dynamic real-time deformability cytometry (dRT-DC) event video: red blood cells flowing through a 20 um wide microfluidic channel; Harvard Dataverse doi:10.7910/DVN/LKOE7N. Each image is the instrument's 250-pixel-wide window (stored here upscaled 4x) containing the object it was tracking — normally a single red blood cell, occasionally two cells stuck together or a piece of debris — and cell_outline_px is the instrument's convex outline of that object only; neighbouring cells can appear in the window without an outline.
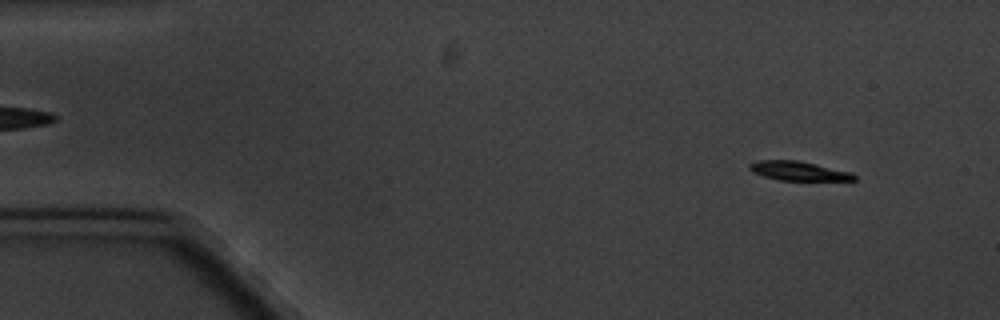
{"species": "common noctule bat (a hibernating species)", "species_latin": "Nyctalus noctula", "temperature_condition": "cold", "stored_images_in_passage": 4, "camera_frame_rate_fps": 3000, "um_per_image_px": 0.085, "animal": {"sex": "male", "body_mass_g": 20.1, "forearm_length_mm": 53.5}, "frame": {"image": 1, "passage_image": 1, "time_ms": 0.0, "image_size_px": [1000, 320], "cell_outline_px": [[856, 180], [776, 180], [752, 172], [748, 168], [748, 164], [756, 160], [796, 160], [852, 172], [856, 176]], "centroid_in_image_um": [67.83, 14.52], "position_along_channel_um": 17.2, "area_um2": 11.68}}
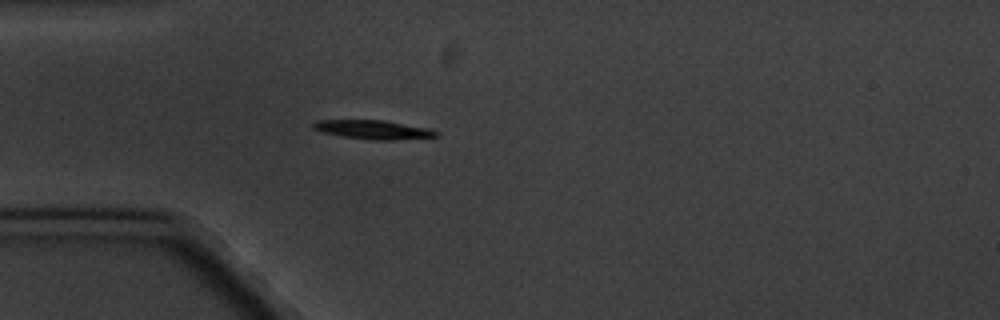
{"frame": {"image": 2, "passage_image": 4, "time_ms": 3.667, "image_size_px": [1000, 320], "cell_outline_px": [[440, 136], [392, 140], [372, 140], [340, 136], [324, 132], [312, 128], [312, 124], [316, 120], [384, 120], [428, 128], [436, 132]], "centroid_in_image_um": [31.7, 11.02], "position_along_channel_um": 53.3, "area_um2": 13.47}}